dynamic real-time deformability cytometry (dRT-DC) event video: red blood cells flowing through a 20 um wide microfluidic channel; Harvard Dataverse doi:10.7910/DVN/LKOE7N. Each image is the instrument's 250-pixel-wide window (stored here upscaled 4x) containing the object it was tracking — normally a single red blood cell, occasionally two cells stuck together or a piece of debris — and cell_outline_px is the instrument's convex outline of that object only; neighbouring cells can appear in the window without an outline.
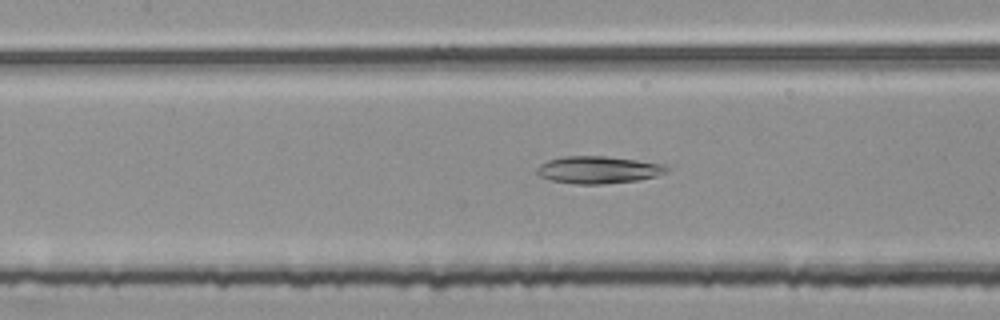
{"species": "common noctule bat (a hibernating species)", "species_latin": "Nyctalus noctula", "temperature_condition": "room temperature", "stored_images_in_passage": 54, "camera_frame_rate_fps": 3000, "um_per_image_px": 0.085, "animal": {"sex": "female", "body_mass_g": 25.1}, "frame": {"image": 1, "passage_image": 24, "time_ms": 7.667, "image_size_px": [1000, 320], "cell_outline_px": [[672, 168], [668, 172], [656, 176], [636, 180], [604, 184], [576, 184], [548, 180], [532, 172], [540, 164], [548, 160], [564, 156], [608, 156], [664, 164]], "centroid_in_image_um": [50.83, 14.43], "position_along_channel_um": 156.6, "area_um2": 20.92}}
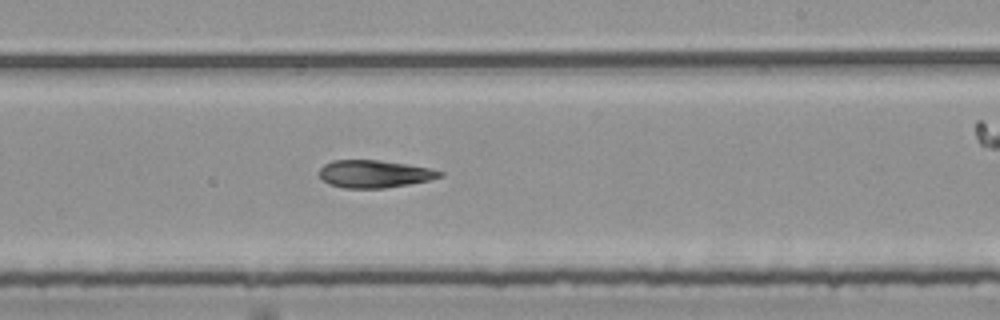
{"frame": {"image": 2, "passage_image": 32, "time_ms": 10.333, "image_size_px": [1000, 320], "cell_outline_px": [[444, 176], [432, 180], [384, 188], [344, 188], [328, 184], [316, 172], [324, 164], [332, 160], [380, 160], [428, 168], [444, 172]], "centroid_in_image_um": [31.8, 14.78], "position_along_channel_um": 257.2, "area_um2": 19.42}}
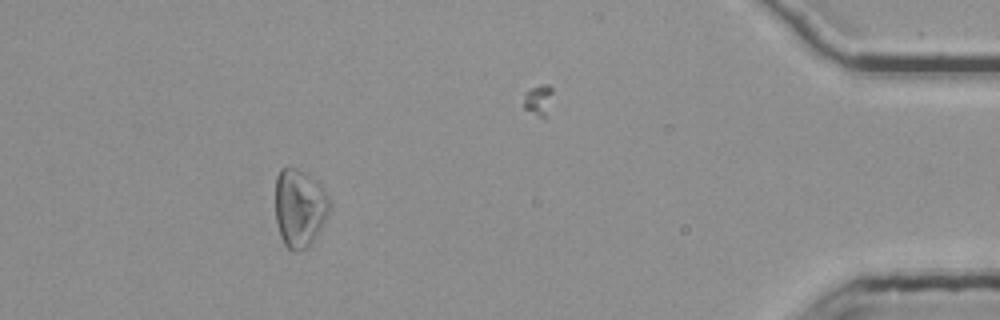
{"frame": {"image": 3, "passage_image": 49, "time_ms": 16.0, "image_size_px": [1000, 320], "cell_outline_px": [[328, 212], [320, 228], [308, 248], [292, 252], [284, 244], [280, 236], [276, 220], [276, 176], [280, 168], [288, 164], [312, 176], [320, 184], [328, 196]], "centroid_in_image_um": [25.42, 17.63], "position_along_channel_um": 409.8, "area_um2": 24.68}}